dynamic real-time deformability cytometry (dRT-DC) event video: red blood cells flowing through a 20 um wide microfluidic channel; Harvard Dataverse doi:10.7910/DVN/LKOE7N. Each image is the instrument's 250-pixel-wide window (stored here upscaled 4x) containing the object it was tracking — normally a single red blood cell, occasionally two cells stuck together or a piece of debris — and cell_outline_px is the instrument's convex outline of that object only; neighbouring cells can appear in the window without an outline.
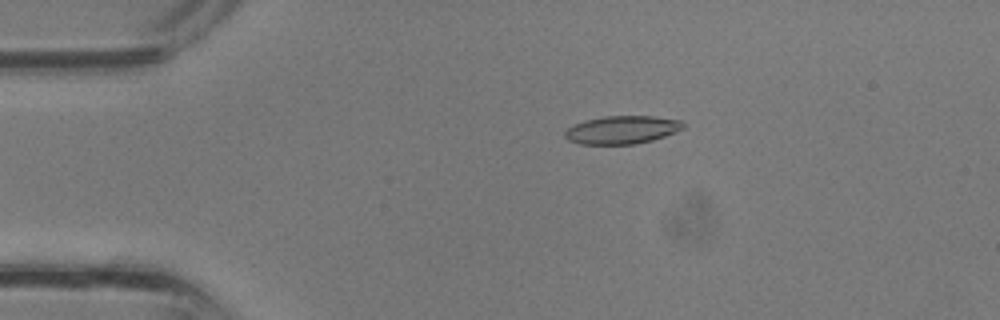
{"species": "common noctule bat (a hibernating species)", "species_latin": "Nyctalus noctula", "temperature_condition": "room temperature", "stored_images_in_passage": 36, "camera_frame_rate_fps": 3000, "um_per_image_px": 0.085, "animal": {"sex": "male", "body_mass_g": 13.3}, "frame": {"image": 1, "passage_image": 7, "time_ms": 2.0, "image_size_px": [1000, 320], "cell_outline_px": [[684, 128], [664, 136], [652, 140], [636, 144], [580, 144], [568, 140], [564, 136], [564, 132], [568, 128], [576, 124], [588, 120], [604, 116], [652, 116], [684, 120]], "centroid_in_image_um": [52.9, 11.03], "position_along_channel_um": 32.1, "area_um2": 19.25}}
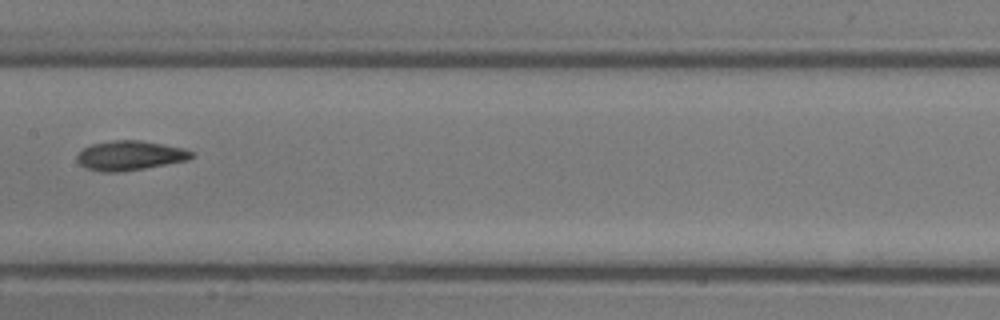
{"frame": {"image": 2, "passage_image": 18, "time_ms": 5.667, "image_size_px": [1000, 320], "cell_outline_px": [[196, 156], [188, 160], [144, 168], [120, 172], [104, 172], [84, 168], [76, 160], [76, 156], [84, 148], [92, 144], [112, 140], [140, 140], [164, 144], [184, 148], [192, 152]], "centroid_in_image_um": [11.05, 13.22], "position_along_channel_um": 196.4, "area_um2": 19.77}}
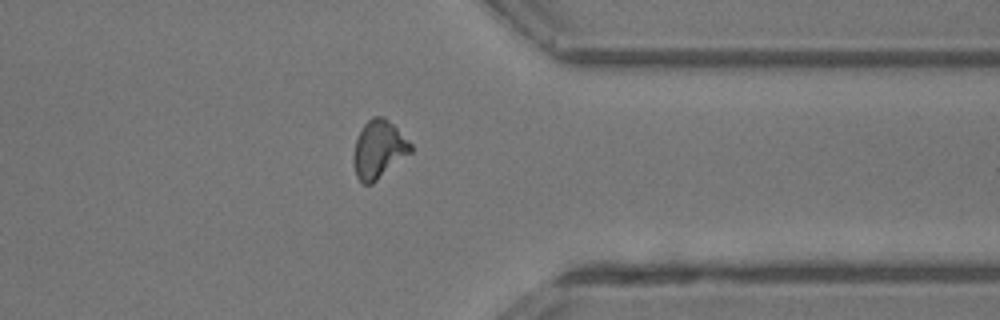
{"frame": {"image": 3, "passage_image": 28, "time_ms": 9.0, "image_size_px": [1000, 320], "cell_outline_px": [[412, 152], [372, 184], [364, 184], [356, 176], [352, 160], [352, 156], [356, 140], [364, 124], [372, 116], [384, 116], [412, 144]], "centroid_in_image_um": [32.18, 12.71], "position_along_channel_um": 379.2, "area_um2": 19.25}}